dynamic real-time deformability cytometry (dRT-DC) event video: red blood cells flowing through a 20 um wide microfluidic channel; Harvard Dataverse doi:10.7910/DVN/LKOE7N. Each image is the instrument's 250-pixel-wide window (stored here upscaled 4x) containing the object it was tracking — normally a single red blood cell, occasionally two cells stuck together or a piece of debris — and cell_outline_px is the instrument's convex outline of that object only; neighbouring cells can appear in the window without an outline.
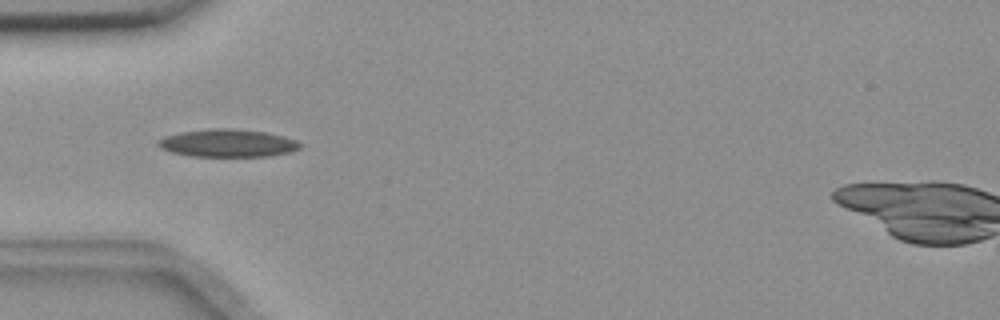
{"species": "common noctule bat (a hibernating species)", "species_latin": "Nyctalus noctula", "temperature_condition": "room temperature", "stored_images_in_passage": 12, "camera_frame_rate_fps": 3000, "um_per_image_px": 0.085, "animal": {"sex": "female", "body_mass_g": 18.4}, "frame": {"image": 1, "passage_image": 3, "time_ms": 0.667, "image_size_px": [1000, 320], "cell_outline_px": [[300, 148], [292, 152], [272, 156], [192, 156], [172, 152], [160, 148], [156, 144], [156, 140], [164, 136], [180, 132], [208, 128], [232, 128], [264, 132], [284, 136], [296, 140], [300, 144]], "centroid_in_image_um": [19.33, 12.16], "position_along_channel_um": 65.7, "area_um2": 23.12}}
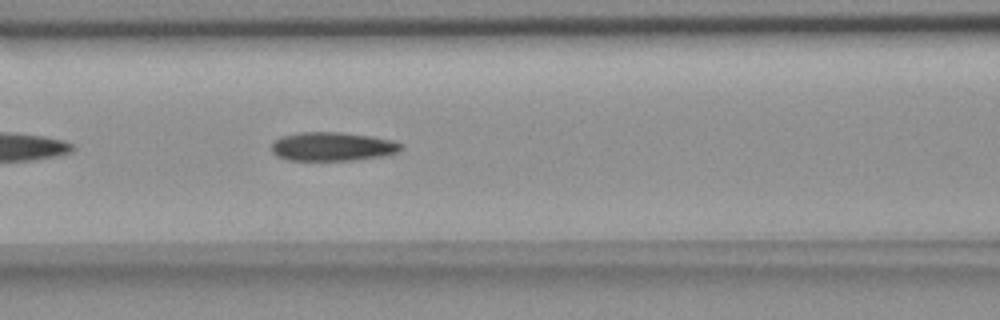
{"frame": {"image": 2, "passage_image": 9, "time_ms": 2.667, "image_size_px": [1000, 320], "cell_outline_px": [[404, 148], [400, 152], [384, 156], [352, 160], [288, 160], [276, 156], [272, 152], [272, 144], [280, 136], [300, 132], [340, 132], [372, 136], [392, 140], [404, 144]], "centroid_in_image_um": [28.3, 12.45], "position_along_channel_um": 138.3, "area_um2": 21.96}}